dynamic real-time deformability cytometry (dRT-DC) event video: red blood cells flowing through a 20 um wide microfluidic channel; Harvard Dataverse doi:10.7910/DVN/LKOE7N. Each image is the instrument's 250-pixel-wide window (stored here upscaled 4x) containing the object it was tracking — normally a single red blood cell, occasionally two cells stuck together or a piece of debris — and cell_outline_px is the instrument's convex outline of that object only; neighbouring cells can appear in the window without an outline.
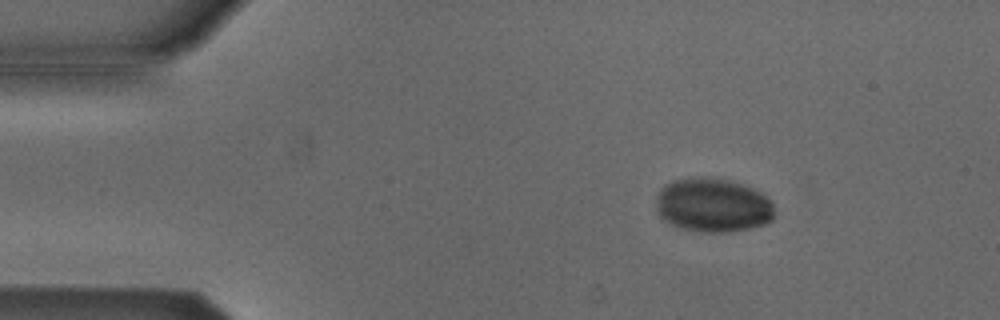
{"species": "Egyptian fruit bat (a non-hibernating species)", "species_latin": "Rousettus aegyptiacus", "temperature_condition": "cold", "stored_images_in_passage": 52, "camera_frame_rate_fps": 3000, "um_per_image_px": 0.085, "animal": {"sex": "male"}, "frame": {"image": 1, "passage_image": 7, "time_ms": 2.0, "image_size_px": [1000, 320], "cell_outline_px": [[772, 220], [764, 224], [748, 228], [728, 232], [704, 232], [680, 228], [668, 224], [656, 212], [656, 196], [660, 188], [664, 184], [672, 180], [700, 176], [704, 176], [732, 180], [744, 184], [764, 192], [772, 200]], "centroid_in_image_um": [60.57, 17.41], "position_along_channel_um": 24.4, "area_um2": 37.97}}
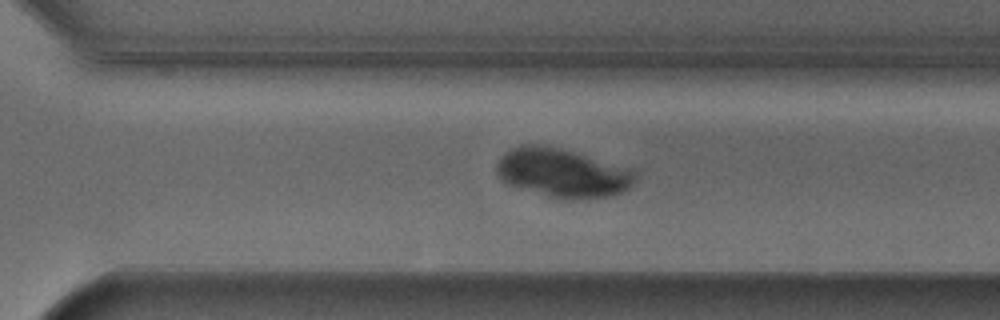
{"frame": {"image": 2, "passage_image": 36, "time_ms": 11.667, "image_size_px": [1000, 320], "cell_outline_px": [[636, 180], [628, 188], [620, 192], [608, 196], [560, 200], [508, 184], [500, 180], [496, 172], [496, 164], [512, 148], [520, 144], [540, 144], [560, 148], [632, 168], [636, 172]], "centroid_in_image_um": [47.81, 14.69], "position_along_channel_um": 322.8, "area_um2": 39.36}}
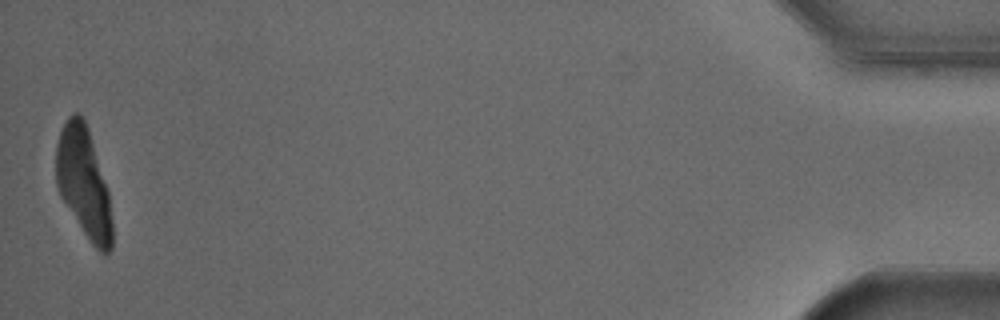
{"frame": {"image": 3, "passage_image": 52, "time_ms": 17.0, "image_size_px": [1000, 320], "cell_outline_px": [[112, 248], [104, 256], [92, 244], [60, 196], [56, 184], [56, 144], [60, 132], [68, 116], [72, 112], [80, 112], [88, 128], [108, 192], [112, 220]], "centroid_in_image_um": [7.1, 15.51], "position_along_channel_um": 428.1, "area_um2": 35.66}}